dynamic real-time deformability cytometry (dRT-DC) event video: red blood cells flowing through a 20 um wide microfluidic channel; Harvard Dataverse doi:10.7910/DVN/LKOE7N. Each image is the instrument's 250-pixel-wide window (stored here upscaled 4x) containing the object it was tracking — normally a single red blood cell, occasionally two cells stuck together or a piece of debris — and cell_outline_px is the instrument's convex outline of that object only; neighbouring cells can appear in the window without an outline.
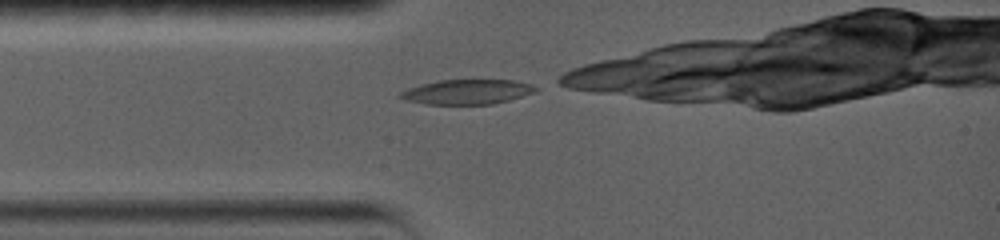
{"species": "common noctule bat (a hibernating species)", "species_latin": "Nyctalus noctula", "temperature_condition": "warm", "stored_images_in_passage": 29, "camera_frame_rate_fps": 5000, "um_per_image_px": 0.085, "animal": {"sex": "female", "body_mass_g": 19.0, "forearm_length_mm": 56.7}, "frame": {"image": 1, "passage_image": 1, "time_ms": 0.0, "image_size_px": [1000, 240], "cell_outline_px": [[540, 88], [536, 92], [508, 100], [492, 104], [424, 104], [408, 100], [396, 96], [400, 92], [408, 88], [440, 80], [516, 80], [532, 84]], "centroid_in_image_um": [39.75, 7.8], "position_along_channel_um": 45.2, "area_um2": 19.48}}
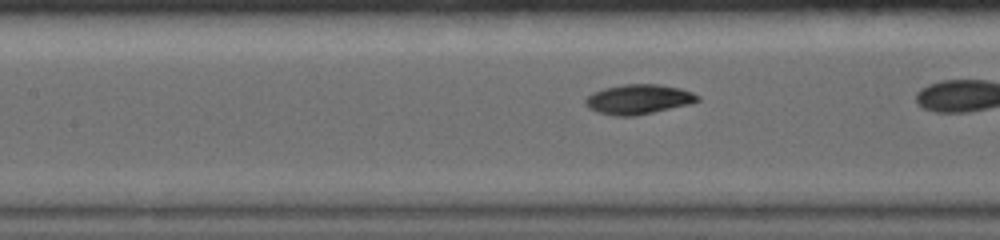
{"frame": {"image": 2, "passage_image": 14, "time_ms": 3.0, "image_size_px": [1000, 240], "cell_outline_px": [[700, 100], [688, 104], [636, 116], [612, 116], [588, 108], [584, 104], [584, 100], [592, 92], [604, 88], [624, 84], [656, 84], [680, 88], [692, 92], [700, 96]], "centroid_in_image_um": [54.24, 8.44], "position_along_channel_um": 153.2, "area_um2": 19.42}}
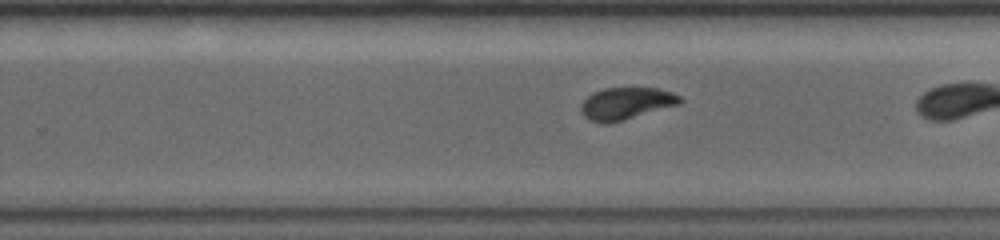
{"frame": {"image": 3, "passage_image": 22, "time_ms": 6.4, "image_size_px": [1000, 240], "cell_outline_px": [[684, 100], [680, 104], [608, 124], [604, 124], [588, 120], [580, 112], [580, 104], [592, 92], [604, 88], [656, 88], [672, 92], [680, 96]], "centroid_in_image_um": [53.19, 8.79], "position_along_channel_um": 276.6, "area_um2": 18.61}}